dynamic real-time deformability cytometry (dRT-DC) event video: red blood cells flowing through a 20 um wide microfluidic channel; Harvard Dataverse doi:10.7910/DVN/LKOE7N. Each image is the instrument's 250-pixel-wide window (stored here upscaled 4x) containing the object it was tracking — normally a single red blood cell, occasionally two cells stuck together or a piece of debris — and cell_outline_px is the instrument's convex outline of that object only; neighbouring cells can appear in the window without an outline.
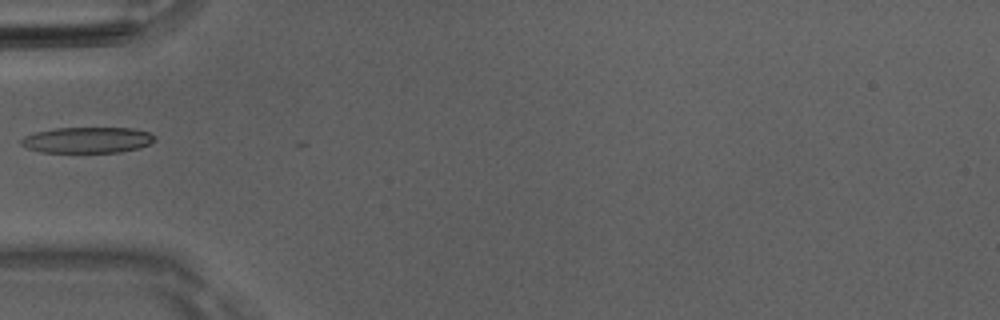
{"species": "Egyptian fruit bat (a non-hibernating species)", "species_latin": "Rousettus aegyptiacus", "temperature_condition": "room temperature", "stored_images_in_passage": 9, "camera_frame_rate_fps": 3000, "um_per_image_px": 0.085, "animal": {"sex": "male"}, "frame": {"image": 1, "passage_image": 2, "time_ms": 0.333, "image_size_px": [1000, 320], "cell_outline_px": [[156, 140], [140, 148], [120, 152], [40, 152], [28, 148], [20, 144], [20, 140], [24, 136], [36, 132], [56, 128], [132, 128], [148, 132], [156, 136]], "centroid_in_image_um": [7.44, 11.9], "position_along_channel_um": 77.6, "area_um2": 20.17}}